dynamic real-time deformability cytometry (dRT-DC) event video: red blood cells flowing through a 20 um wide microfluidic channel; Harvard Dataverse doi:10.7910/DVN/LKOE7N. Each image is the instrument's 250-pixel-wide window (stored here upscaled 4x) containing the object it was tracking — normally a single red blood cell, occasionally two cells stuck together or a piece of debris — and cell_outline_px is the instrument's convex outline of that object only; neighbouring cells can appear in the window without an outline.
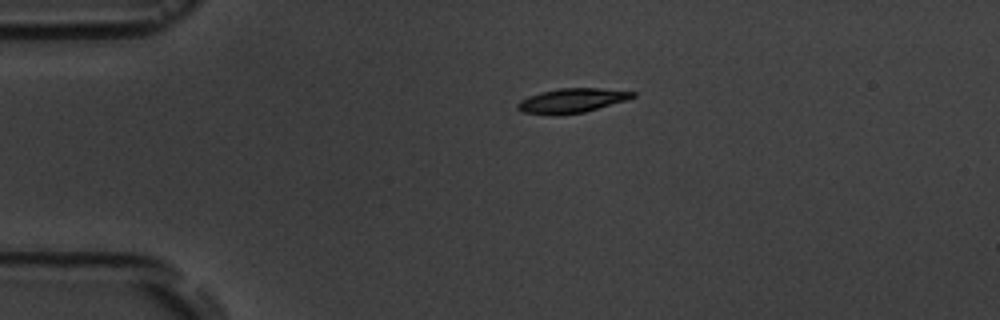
{"species": "common noctule bat (a hibernating species)", "species_latin": "Nyctalus noctula", "temperature_condition": "room temperature", "stored_images_in_passage": 2, "camera_frame_rate_fps": 3000, "um_per_image_px": 0.085, "animal": {"sex": "male", "body_mass_g": 19.5, "forearm_length_mm": 54.6}, "frame": {"image": 1, "passage_image": 1, "time_ms": 0.0, "image_size_px": [1000, 320], "cell_outline_px": [[636, 96], [624, 100], [584, 112], [556, 116], [524, 112], [516, 108], [516, 104], [520, 100], [528, 96], [540, 92], [560, 88], [600, 88], [636, 92]], "centroid_in_image_um": [48.55, 8.55], "position_along_channel_um": 36.4, "area_um2": 16.3}}